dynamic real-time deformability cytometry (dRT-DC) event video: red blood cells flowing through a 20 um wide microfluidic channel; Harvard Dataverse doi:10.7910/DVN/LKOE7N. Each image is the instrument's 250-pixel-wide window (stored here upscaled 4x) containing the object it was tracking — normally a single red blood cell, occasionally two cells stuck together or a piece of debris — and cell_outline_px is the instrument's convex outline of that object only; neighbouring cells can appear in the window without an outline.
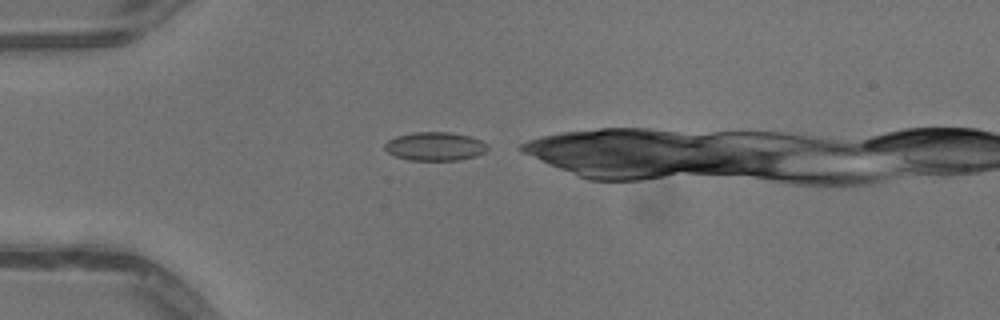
{"species": "common noctule bat (a hibernating species)", "species_latin": "Nyctalus noctula", "temperature_condition": "warm", "stored_images_in_passage": 27, "camera_frame_rate_fps": 3000, "um_per_image_px": 0.085, "animal": {"sex": "male", "body_mass_g": 13.3}, "frame": {"image": 1, "passage_image": 1, "time_ms": 0.0, "image_size_px": [1000, 320], "cell_outline_px": [[488, 148], [484, 152], [476, 156], [460, 160], [408, 160], [396, 156], [388, 152], [384, 148], [384, 144], [388, 140], [396, 136], [412, 132], [448, 132], [468, 136], [480, 140], [488, 144]], "centroid_in_image_um": [36.96, 12.44], "position_along_channel_um": 48.0, "area_um2": 17.11}}
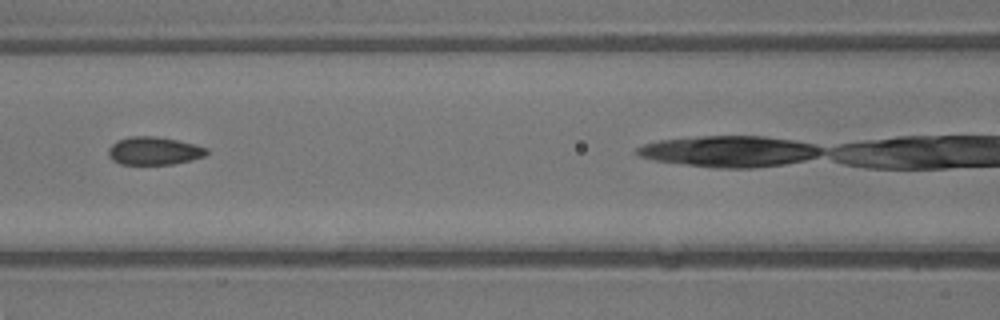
{"frame": {"image": 2, "passage_image": 10, "time_ms": 3.0, "image_size_px": [1000, 320], "cell_outline_px": [[208, 152], [204, 156], [192, 160], [172, 164], [120, 164], [112, 160], [108, 156], [108, 148], [116, 140], [128, 136], [156, 136], [176, 140], [208, 148]], "centroid_in_image_um": [13.05, 12.82], "position_along_channel_um": 153.6, "area_um2": 16.07}}
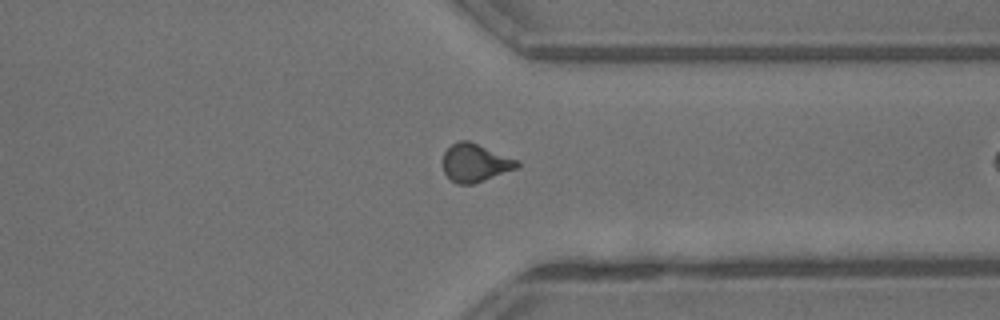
{"frame": {"image": 3, "passage_image": 26, "time_ms": 8.333, "image_size_px": [1000, 320], "cell_outline_px": [[520, 168], [472, 184], [456, 184], [444, 172], [444, 152], [452, 144], [460, 140], [468, 140], [520, 160]], "centroid_in_image_um": [40.45, 13.83], "position_along_channel_um": 371.0, "area_um2": 16.53}}